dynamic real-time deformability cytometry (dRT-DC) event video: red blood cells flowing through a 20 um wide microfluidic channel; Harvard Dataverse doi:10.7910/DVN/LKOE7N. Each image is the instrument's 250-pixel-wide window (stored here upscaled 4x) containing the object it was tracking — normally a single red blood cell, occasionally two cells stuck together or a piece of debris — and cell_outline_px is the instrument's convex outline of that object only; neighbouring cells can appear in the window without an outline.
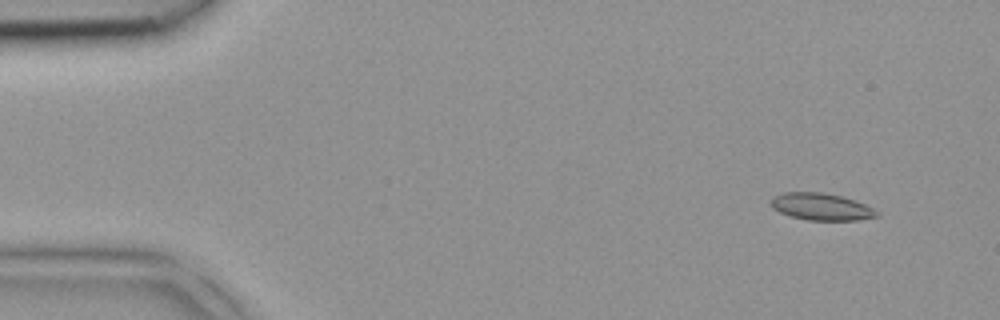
{"species": "common noctule bat (a hibernating species)", "species_latin": "Nyctalus noctula", "temperature_condition": "room temperature", "stored_images_in_passage": 4, "camera_frame_rate_fps": 3000, "um_per_image_px": 0.085, "animal": {"sex": "female", "body_mass_g": 18.4}, "frame": {"image": 1, "passage_image": 1, "time_ms": 0.0, "image_size_px": [1000, 320], "cell_outline_px": [[880, 216], [856, 220], [808, 220], [792, 216], [780, 212], [772, 208], [768, 204], [772, 196], [784, 192], [824, 192], [840, 196], [864, 204], [880, 212]], "centroid_in_image_um": [69.77, 17.56], "position_along_channel_um": 15.2, "area_um2": 16.7}}
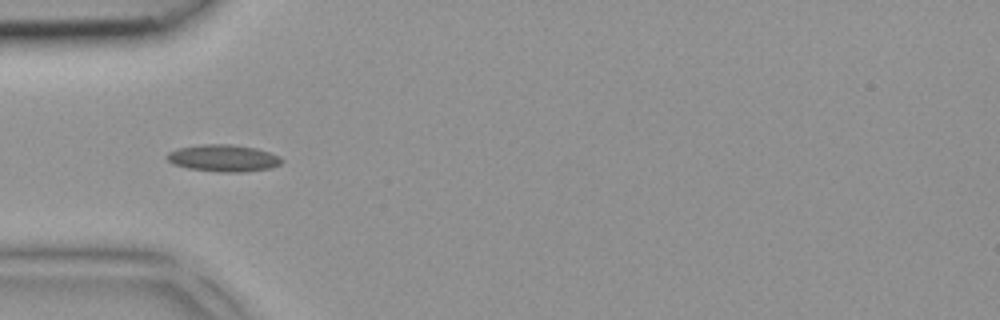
{"frame": {"image": 2, "passage_image": 4, "time_ms": 1.0, "image_size_px": [1000, 320], "cell_outline_px": [[284, 160], [280, 164], [272, 168], [244, 172], [216, 172], [188, 168], [172, 164], [164, 156], [168, 152], [180, 148], [204, 144], [232, 144], [256, 148], [280, 156]], "centroid_in_image_um": [19.0, 13.45], "position_along_channel_um": 66.0, "area_um2": 18.15}}